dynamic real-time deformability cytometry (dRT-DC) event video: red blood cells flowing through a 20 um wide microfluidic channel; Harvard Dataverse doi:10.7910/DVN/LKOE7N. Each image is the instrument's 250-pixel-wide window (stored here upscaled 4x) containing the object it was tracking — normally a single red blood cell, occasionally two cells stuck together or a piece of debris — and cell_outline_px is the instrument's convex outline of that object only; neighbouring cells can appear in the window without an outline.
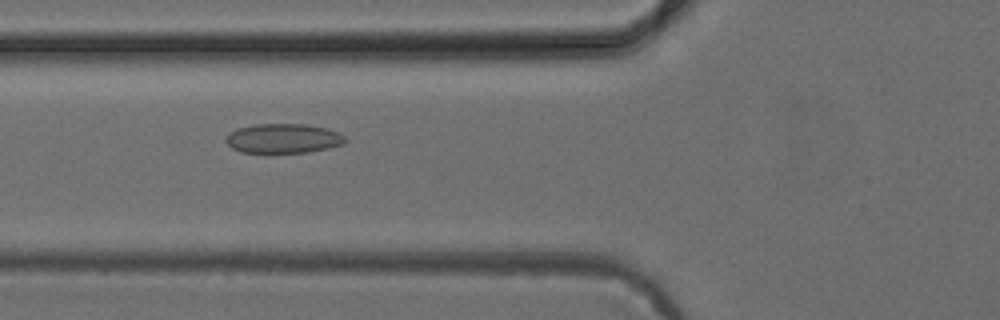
{"species": "common noctule bat (a hibernating species)", "species_latin": "Nyctalus noctula", "temperature_condition": "cold", "stored_images_in_passage": 5, "camera_frame_rate_fps": 3000, "um_per_image_px": 0.085, "animal": {"sex": "female", "body_mass_g": 24.6, "forearm_length_mm": 56.2}, "frame": {"image": 1, "passage_image": 3, "time_ms": 2.333, "image_size_px": [1000, 320], "cell_outline_px": [[348, 140], [344, 144], [328, 148], [308, 152], [272, 156], [240, 152], [232, 148], [224, 140], [236, 128], [252, 124], [304, 124], [328, 128], [340, 132]], "centroid_in_image_um": [24.07, 11.81], "position_along_channel_um": 101.7, "area_um2": 21.56}}
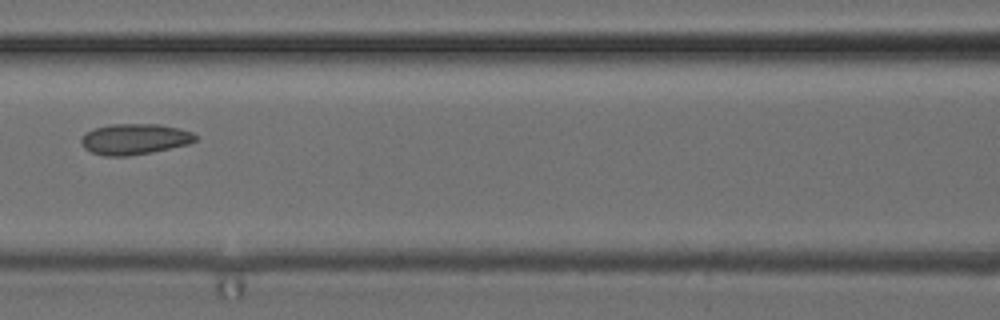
{"frame": {"image": 2, "passage_image": 4, "time_ms": 3.667, "image_size_px": [1000, 320], "cell_outline_px": [[196, 140], [188, 144], [152, 152], [128, 156], [104, 156], [92, 152], [84, 148], [80, 140], [84, 132], [96, 128], [112, 124], [160, 124], [180, 128], [192, 132], [196, 136]], "centroid_in_image_um": [11.43, 11.82], "position_along_channel_um": 155.2, "area_um2": 20.52}}
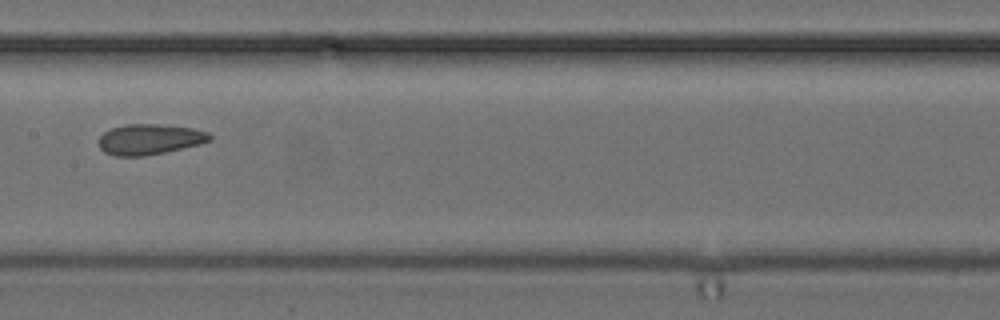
{"frame": {"image": 3, "passage_image": 5, "time_ms": 4.667, "image_size_px": [1000, 320], "cell_outline_px": [[212, 140], [200, 144], [164, 152], [144, 156], [116, 156], [104, 152], [100, 148], [100, 136], [104, 132], [112, 128], [124, 124], [160, 124], [192, 128], [208, 132], [212, 136]], "centroid_in_image_um": [12.73, 11.83], "position_along_channel_um": 194.7, "area_um2": 19.71}}